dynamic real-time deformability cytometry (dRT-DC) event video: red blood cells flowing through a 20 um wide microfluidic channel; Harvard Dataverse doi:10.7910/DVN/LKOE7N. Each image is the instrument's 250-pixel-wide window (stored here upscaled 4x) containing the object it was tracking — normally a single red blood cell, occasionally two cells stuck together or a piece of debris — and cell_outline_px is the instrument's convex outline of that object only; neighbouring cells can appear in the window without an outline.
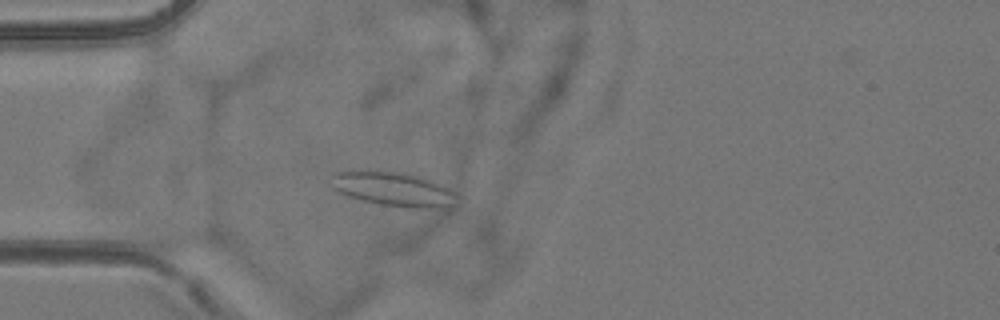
{"species": "common noctule bat (a hibernating species)", "species_latin": "Nyctalus noctula", "temperature_condition": "room temperature", "stored_images_in_passage": 4, "camera_frame_rate_fps": 3000, "um_per_image_px": 0.085, "animal": {"sex": "female", "body_mass_g": 24.6, "forearm_length_mm": 56.2}, "frame": {"image": 1, "passage_image": 4, "time_ms": 3.667, "image_size_px": [1000, 320], "cell_outline_px": [[460, 196], [452, 208], [448, 212], [444, 212], [408, 208], [380, 204], [348, 196], [332, 188], [332, 172], [348, 168], [368, 168], [400, 172], [432, 180], [456, 192]], "centroid_in_image_um": [33.51, 16.08], "position_along_channel_um": 51.5, "area_um2": 26.82}}